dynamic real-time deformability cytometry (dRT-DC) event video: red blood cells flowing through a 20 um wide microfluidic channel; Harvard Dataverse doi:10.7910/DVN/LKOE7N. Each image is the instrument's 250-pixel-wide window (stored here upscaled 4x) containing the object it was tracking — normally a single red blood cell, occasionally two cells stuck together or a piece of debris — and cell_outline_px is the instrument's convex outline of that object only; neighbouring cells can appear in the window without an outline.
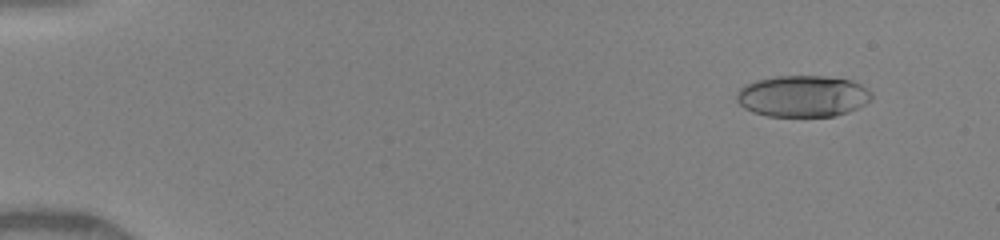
{"species": "human", "species_latin": "Homo sapiens", "temperature_condition": "warm", "stored_images_in_passage": 49, "camera_frame_rate_fps": 3000, "um_per_image_px": 0.085, "donor": {"sex": "female"}, "frame": {"image": 1, "passage_image": 5, "time_ms": 1.333, "image_size_px": [1000, 240], "cell_outline_px": [[872, 100], [848, 112], [836, 116], [768, 116], [752, 112], [744, 108], [736, 100], [736, 96], [740, 88], [756, 80], [776, 76], [828, 76], [852, 80], [860, 84], [872, 92]], "centroid_in_image_um": [68.25, 8.17], "position_along_channel_um": 16.8, "area_um2": 32.71}}
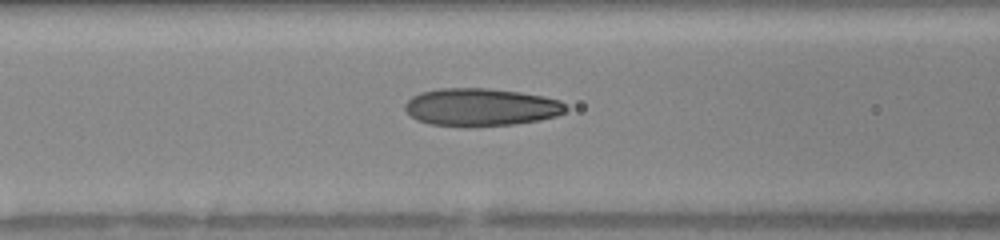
{"frame": {"image": 2, "passage_image": 22, "time_ms": 7.0, "image_size_px": [1000, 240], "cell_outline_px": [[568, 108], [564, 112], [556, 116], [540, 120], [512, 124], [464, 128], [428, 124], [416, 120], [404, 108], [404, 104], [412, 96], [420, 92], [440, 88], [488, 88], [520, 92], [544, 96], [560, 100]], "centroid_in_image_um": [40.85, 9.12], "position_along_channel_um": 125.7, "area_um2": 35.84}}
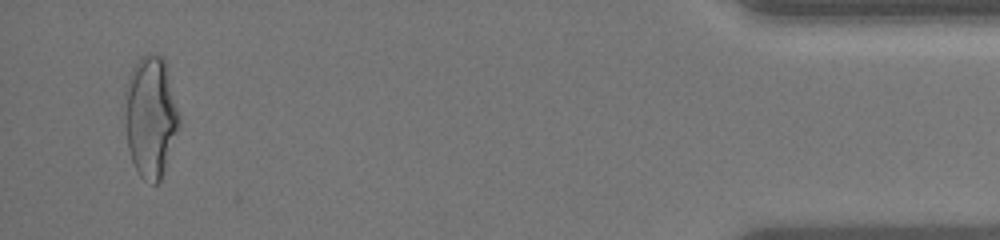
{"frame": {"image": 3, "passage_image": 48, "time_ms": 15.667, "image_size_px": [1000, 240], "cell_outline_px": [[180, 124], [160, 180], [156, 184], [152, 184], [144, 180], [140, 176], [132, 160], [128, 148], [124, 92], [128, 76], [132, 68], [140, 56], [148, 52], [152, 52], [160, 56], [164, 60], [180, 116]], "centroid_in_image_um": [12.79, 9.88], "position_along_channel_um": 422.4, "area_um2": 38.15}, "authors_computed_cell_mechanics": {"area_um2": 34.102, "velocity_mm_per_s": 4.184, "shape_relaxation_time_tau1_ms": 6.1432, "shape_relaxation_time_tau2_ms": 0.9151, "deformation_change_tau1": 0.2412, "deformation_change_tau2": 0.0812}}